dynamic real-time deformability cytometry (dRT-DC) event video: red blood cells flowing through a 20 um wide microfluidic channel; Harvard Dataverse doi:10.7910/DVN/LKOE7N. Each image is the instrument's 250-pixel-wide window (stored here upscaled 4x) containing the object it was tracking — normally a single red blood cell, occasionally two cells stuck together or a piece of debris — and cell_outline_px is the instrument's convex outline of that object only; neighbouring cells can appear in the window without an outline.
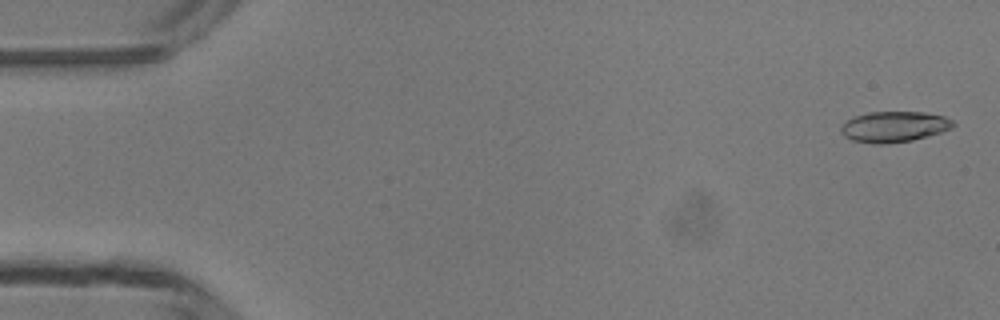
{"species": "common noctule bat (a hibernating species)", "species_latin": "Nyctalus noctula", "temperature_condition": "room temperature", "stored_images_in_passage": 50, "camera_frame_rate_fps": 3000, "um_per_image_px": 0.085, "animal": {"sex": "male", "body_mass_g": 13.3}, "frame": {"image": 1, "passage_image": 2, "time_ms": 0.333, "image_size_px": [1000, 320], "cell_outline_px": [[956, 124], [952, 128], [940, 132], [912, 140], [884, 144], [872, 144], [852, 140], [844, 136], [840, 132], [840, 128], [848, 120], [856, 116], [868, 112], [924, 112], [944, 116], [952, 120]], "centroid_in_image_um": [76.0, 10.77], "position_along_channel_um": 9.0, "area_um2": 20.0}}
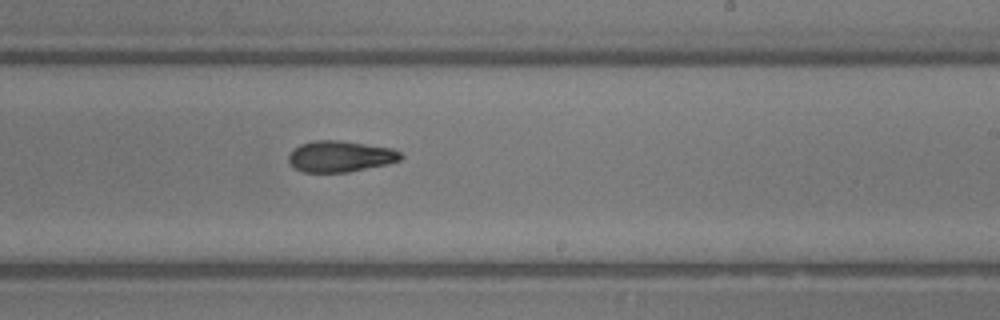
{"frame": {"image": 2, "passage_image": 30, "time_ms": 9.667, "image_size_px": [1000, 320], "cell_outline_px": [[404, 156], [400, 160], [388, 164], [348, 172], [300, 172], [288, 160], [288, 156], [292, 148], [300, 144], [316, 140], [340, 140], [392, 148], [400, 152]], "centroid_in_image_um": [28.92, 13.29], "position_along_channel_um": 260.1, "area_um2": 20.46}}
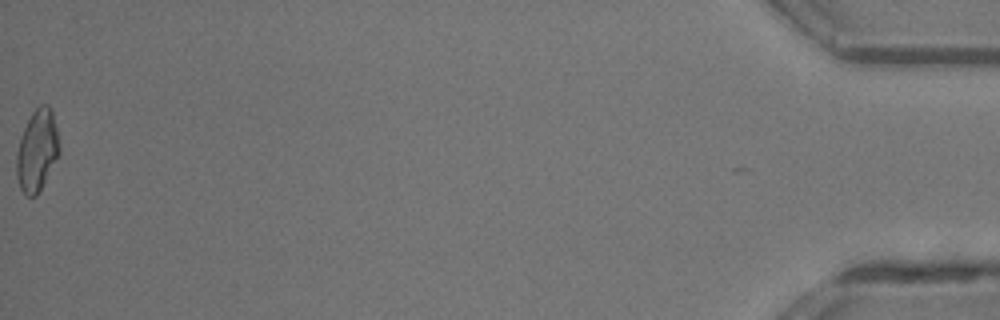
{"frame": {"image": 3, "passage_image": 50, "time_ms": 16.333, "image_size_px": [1000, 320], "cell_outline_px": [[60, 152], [36, 196], [28, 196], [20, 188], [16, 176], [16, 152], [24, 128], [32, 112], [40, 104], [48, 104], [52, 112], [56, 128], [60, 148]], "centroid_in_image_um": [3.14, 12.78], "position_along_channel_um": 432.1, "area_um2": 20.0}, "authors_computed_cell_mechanics": {"area_um2": 20.4034, "velocity_mm_per_s": 4.1777, "shape_relaxation_time_tau1_ms": null, "shape_relaxation_time_tau2_ms": 4.8628, "deformation_change_tau1": null, "deformation_change_tau2": 0.1311}}